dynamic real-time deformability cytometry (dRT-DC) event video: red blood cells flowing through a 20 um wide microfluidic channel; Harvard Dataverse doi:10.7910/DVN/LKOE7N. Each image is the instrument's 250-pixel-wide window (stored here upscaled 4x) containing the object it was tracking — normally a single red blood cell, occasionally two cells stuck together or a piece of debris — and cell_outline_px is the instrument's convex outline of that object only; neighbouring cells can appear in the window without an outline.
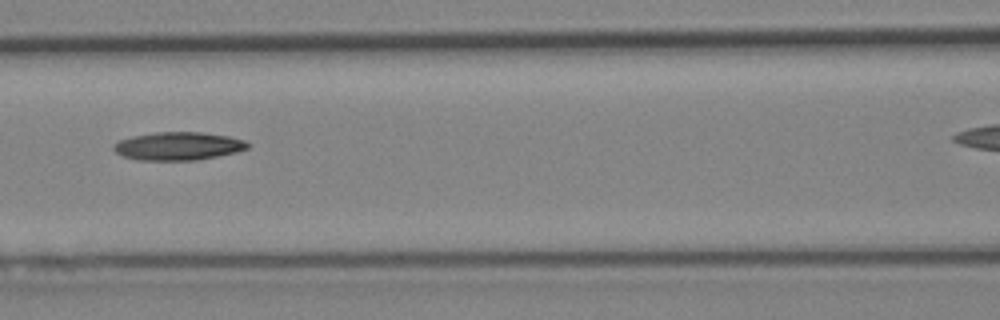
{"species": "Egyptian fruit bat (a non-hibernating species)", "species_latin": "Rousettus aegyptiacus", "temperature_condition": "cold", "stored_images_in_passage": 8, "segment_of_instrument_passage": [1, 2], "camera_frame_rate_fps": 3000, "um_per_image_px": 0.085, "animal": {"sex": "female"}, "frame": {"image": 1, "passage_image": 7, "time_ms": 6.667, "image_size_px": [1000, 320], "cell_outline_px": [[248, 148], [236, 152], [196, 160], [136, 160], [124, 156], [116, 152], [112, 148], [112, 144], [120, 140], [132, 136], [156, 132], [200, 132], [228, 136], [244, 140], [248, 144]], "centroid_in_image_um": [15.11, 12.41], "position_along_channel_um": 151.5, "area_um2": 21.85}}